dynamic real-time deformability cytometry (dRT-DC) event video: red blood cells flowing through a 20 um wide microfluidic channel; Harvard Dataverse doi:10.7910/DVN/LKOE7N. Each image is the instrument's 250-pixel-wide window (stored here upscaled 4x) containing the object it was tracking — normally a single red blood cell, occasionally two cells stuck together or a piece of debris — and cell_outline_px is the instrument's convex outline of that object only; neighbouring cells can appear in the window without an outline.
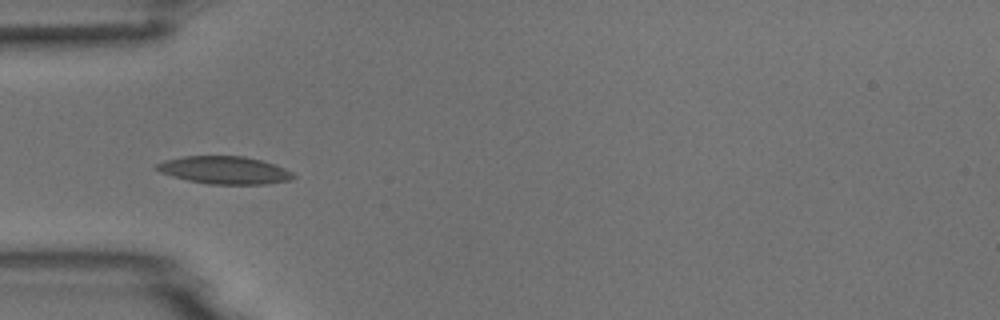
{"species": "common noctule bat (a hibernating species)", "species_latin": "Nyctalus noctula", "temperature_condition": "room temperature", "stored_images_in_passage": 7, "camera_frame_rate_fps": 3000, "um_per_image_px": 0.085, "animal": {"sex": "male", "body_mass_g": 18.8}, "frame": {"image": 1, "passage_image": 4, "time_ms": 3.667, "image_size_px": [1000, 320], "cell_outline_px": [[296, 176], [288, 180], [268, 184], [208, 184], [188, 180], [172, 176], [160, 172], [152, 168], [156, 164], [164, 160], [184, 156], [244, 156], [260, 160], [284, 168], [292, 172]], "centroid_in_image_um": [19.03, 14.46], "position_along_channel_um": 66.0, "area_um2": 21.96}}